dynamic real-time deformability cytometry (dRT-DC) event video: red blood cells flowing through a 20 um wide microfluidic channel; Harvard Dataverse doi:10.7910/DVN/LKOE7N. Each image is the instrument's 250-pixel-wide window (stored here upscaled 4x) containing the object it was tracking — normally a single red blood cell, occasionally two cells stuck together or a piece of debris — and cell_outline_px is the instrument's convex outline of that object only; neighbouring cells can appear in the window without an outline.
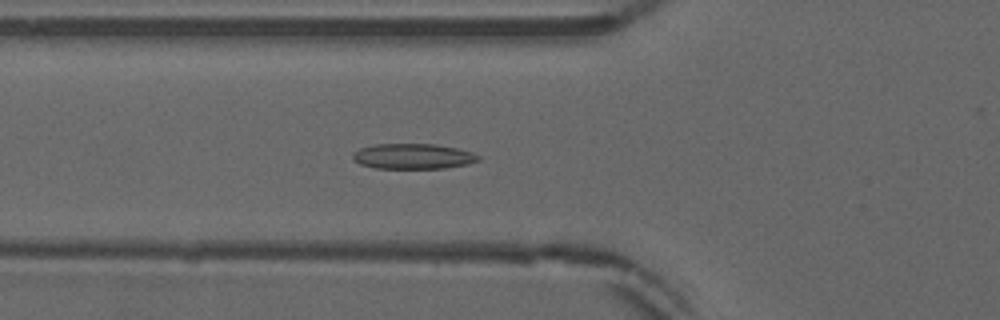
{"species": "common noctule bat (a hibernating species)", "species_latin": "Nyctalus noctula", "temperature_condition": "warm", "stored_images_in_passage": 47, "camera_frame_rate_fps": 3000, "um_per_image_px": 0.085, "animal": {"sex": "male", "forearm_length_mm": 52.5}, "frame": {"image": 1, "passage_image": 13, "time_ms": 4.0, "image_size_px": [1000, 320], "cell_outline_px": [[480, 160], [468, 164], [444, 168], [376, 168], [360, 164], [352, 160], [352, 152], [360, 148], [376, 144], [436, 144], [460, 148], [472, 152], [480, 156]], "centroid_in_image_um": [35.11, 13.28], "position_along_channel_um": 90.7, "area_um2": 18.73}}
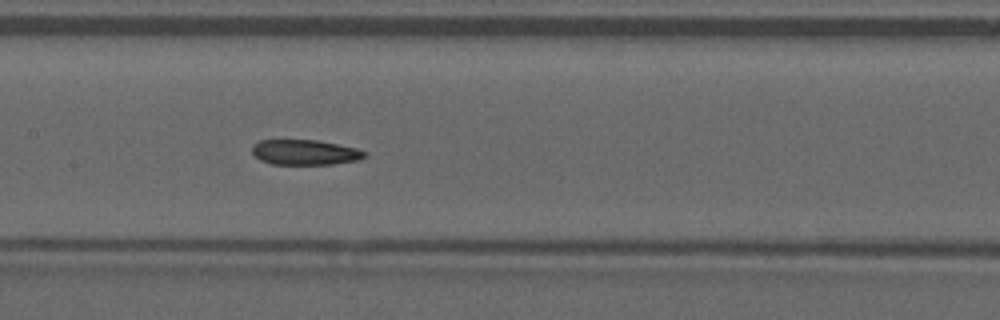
{"frame": {"image": 2, "passage_image": 20, "time_ms": 6.333, "image_size_px": [1000, 320], "cell_outline_px": [[368, 156], [360, 160], [332, 164], [272, 164], [260, 160], [252, 152], [252, 144], [260, 140], [316, 140], [356, 148], [368, 152]], "centroid_in_image_um": [25.95, 12.95], "position_along_channel_um": 181.5, "area_um2": 16.59}}
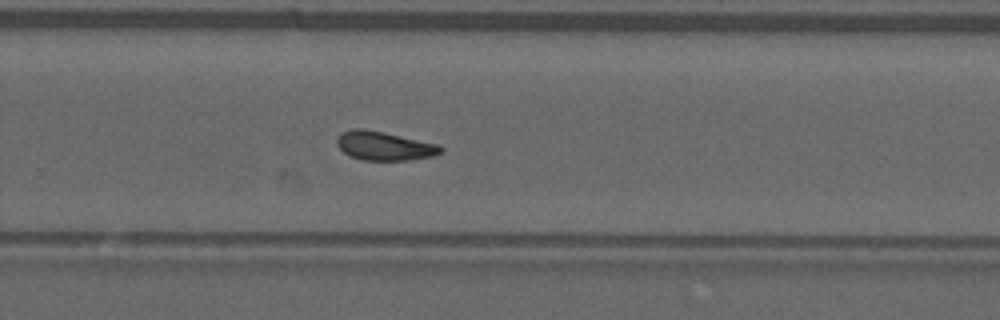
{"frame": {"image": 3, "passage_image": 29, "time_ms": 9.333, "image_size_px": [1000, 320], "cell_outline_px": [[444, 148], [440, 152], [432, 156], [408, 160], [360, 160], [348, 156], [336, 144], [336, 140], [340, 132], [352, 128], [364, 128], [384, 132], [440, 144]], "centroid_in_image_um": [32.63, 12.39], "position_along_channel_um": 297.2, "area_um2": 17.69}, "authors_computed_cell_mechanics": {"area_um2": 17.6868, "velocity_mm_per_s": 3.8797, "shape_relaxation_time_tau1_ms": null, "shape_relaxation_time_tau2_ms": 3.8967, "deformation_change_tau1": null, "deformation_change_tau2": 0.0673}}